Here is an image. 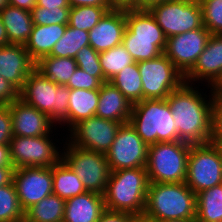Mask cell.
I'll use <instances>...</instances> for the list:
<instances>
[{
    "instance_id": "9a60e30c",
    "label": "cell",
    "mask_w": 222,
    "mask_h": 222,
    "mask_svg": "<svg viewBox=\"0 0 222 222\" xmlns=\"http://www.w3.org/2000/svg\"><path fill=\"white\" fill-rule=\"evenodd\" d=\"M211 33L202 26L167 38L164 54L185 76L196 64Z\"/></svg>"
},
{
    "instance_id": "7bdbcfd3",
    "label": "cell",
    "mask_w": 222,
    "mask_h": 222,
    "mask_svg": "<svg viewBox=\"0 0 222 222\" xmlns=\"http://www.w3.org/2000/svg\"><path fill=\"white\" fill-rule=\"evenodd\" d=\"M69 6H96L101 8H107L109 11L113 9L109 0H68Z\"/></svg>"
},
{
    "instance_id": "8d00e7d4",
    "label": "cell",
    "mask_w": 222,
    "mask_h": 222,
    "mask_svg": "<svg viewBox=\"0 0 222 222\" xmlns=\"http://www.w3.org/2000/svg\"><path fill=\"white\" fill-rule=\"evenodd\" d=\"M200 6L203 26L211 34L222 35V0H204Z\"/></svg>"
},
{
    "instance_id": "f5cc1de1",
    "label": "cell",
    "mask_w": 222,
    "mask_h": 222,
    "mask_svg": "<svg viewBox=\"0 0 222 222\" xmlns=\"http://www.w3.org/2000/svg\"><path fill=\"white\" fill-rule=\"evenodd\" d=\"M215 101L222 107V91H213Z\"/></svg>"
},
{
    "instance_id": "e575fe53",
    "label": "cell",
    "mask_w": 222,
    "mask_h": 222,
    "mask_svg": "<svg viewBox=\"0 0 222 222\" xmlns=\"http://www.w3.org/2000/svg\"><path fill=\"white\" fill-rule=\"evenodd\" d=\"M71 7L44 8L35 6L30 12L34 25H68Z\"/></svg>"
},
{
    "instance_id": "f1b7e54d",
    "label": "cell",
    "mask_w": 222,
    "mask_h": 222,
    "mask_svg": "<svg viewBox=\"0 0 222 222\" xmlns=\"http://www.w3.org/2000/svg\"><path fill=\"white\" fill-rule=\"evenodd\" d=\"M35 68L56 84L66 85L78 66L74 58L45 56L36 62Z\"/></svg>"
},
{
    "instance_id": "83f0119b",
    "label": "cell",
    "mask_w": 222,
    "mask_h": 222,
    "mask_svg": "<svg viewBox=\"0 0 222 222\" xmlns=\"http://www.w3.org/2000/svg\"><path fill=\"white\" fill-rule=\"evenodd\" d=\"M66 200L56 194L42 198L24 211L26 222H63Z\"/></svg>"
},
{
    "instance_id": "6f0895ef",
    "label": "cell",
    "mask_w": 222,
    "mask_h": 222,
    "mask_svg": "<svg viewBox=\"0 0 222 222\" xmlns=\"http://www.w3.org/2000/svg\"><path fill=\"white\" fill-rule=\"evenodd\" d=\"M138 222H152V221H149V220L141 217V218L138 220Z\"/></svg>"
},
{
    "instance_id": "bcb514c9",
    "label": "cell",
    "mask_w": 222,
    "mask_h": 222,
    "mask_svg": "<svg viewBox=\"0 0 222 222\" xmlns=\"http://www.w3.org/2000/svg\"><path fill=\"white\" fill-rule=\"evenodd\" d=\"M13 166L0 167V187L9 184L12 181Z\"/></svg>"
},
{
    "instance_id": "680465c9",
    "label": "cell",
    "mask_w": 222,
    "mask_h": 222,
    "mask_svg": "<svg viewBox=\"0 0 222 222\" xmlns=\"http://www.w3.org/2000/svg\"><path fill=\"white\" fill-rule=\"evenodd\" d=\"M191 1H195V2H197V3H201V2L204 1V0H191Z\"/></svg>"
},
{
    "instance_id": "f35d334b",
    "label": "cell",
    "mask_w": 222,
    "mask_h": 222,
    "mask_svg": "<svg viewBox=\"0 0 222 222\" xmlns=\"http://www.w3.org/2000/svg\"><path fill=\"white\" fill-rule=\"evenodd\" d=\"M13 138L9 104L0 105V145L10 144Z\"/></svg>"
},
{
    "instance_id": "9c48e42d",
    "label": "cell",
    "mask_w": 222,
    "mask_h": 222,
    "mask_svg": "<svg viewBox=\"0 0 222 222\" xmlns=\"http://www.w3.org/2000/svg\"><path fill=\"white\" fill-rule=\"evenodd\" d=\"M166 38L203 26L200 3L191 0H165L147 8Z\"/></svg>"
},
{
    "instance_id": "2e32d148",
    "label": "cell",
    "mask_w": 222,
    "mask_h": 222,
    "mask_svg": "<svg viewBox=\"0 0 222 222\" xmlns=\"http://www.w3.org/2000/svg\"><path fill=\"white\" fill-rule=\"evenodd\" d=\"M12 181L19 203L25 211L53 194L52 167H21L13 170Z\"/></svg>"
},
{
    "instance_id": "74e56055",
    "label": "cell",
    "mask_w": 222,
    "mask_h": 222,
    "mask_svg": "<svg viewBox=\"0 0 222 222\" xmlns=\"http://www.w3.org/2000/svg\"><path fill=\"white\" fill-rule=\"evenodd\" d=\"M101 84L102 83L96 77H93L84 70L77 68L66 86L69 89L95 90L100 89Z\"/></svg>"
},
{
    "instance_id": "f907efd6",
    "label": "cell",
    "mask_w": 222,
    "mask_h": 222,
    "mask_svg": "<svg viewBox=\"0 0 222 222\" xmlns=\"http://www.w3.org/2000/svg\"><path fill=\"white\" fill-rule=\"evenodd\" d=\"M165 0H140V9L148 8L150 5Z\"/></svg>"
},
{
    "instance_id": "8992f818",
    "label": "cell",
    "mask_w": 222,
    "mask_h": 222,
    "mask_svg": "<svg viewBox=\"0 0 222 222\" xmlns=\"http://www.w3.org/2000/svg\"><path fill=\"white\" fill-rule=\"evenodd\" d=\"M129 123L148 146L179 141L166 99H144L134 104Z\"/></svg>"
},
{
    "instance_id": "277c9868",
    "label": "cell",
    "mask_w": 222,
    "mask_h": 222,
    "mask_svg": "<svg viewBox=\"0 0 222 222\" xmlns=\"http://www.w3.org/2000/svg\"><path fill=\"white\" fill-rule=\"evenodd\" d=\"M167 38L147 8L126 10L122 45L135 62L147 61L164 53Z\"/></svg>"
},
{
    "instance_id": "d6a6232c",
    "label": "cell",
    "mask_w": 222,
    "mask_h": 222,
    "mask_svg": "<svg viewBox=\"0 0 222 222\" xmlns=\"http://www.w3.org/2000/svg\"><path fill=\"white\" fill-rule=\"evenodd\" d=\"M24 219L13 181L0 187V222H17Z\"/></svg>"
},
{
    "instance_id": "7dc6e473",
    "label": "cell",
    "mask_w": 222,
    "mask_h": 222,
    "mask_svg": "<svg viewBox=\"0 0 222 222\" xmlns=\"http://www.w3.org/2000/svg\"><path fill=\"white\" fill-rule=\"evenodd\" d=\"M13 166L10 158L9 144L0 145V167Z\"/></svg>"
},
{
    "instance_id": "ba28073f",
    "label": "cell",
    "mask_w": 222,
    "mask_h": 222,
    "mask_svg": "<svg viewBox=\"0 0 222 222\" xmlns=\"http://www.w3.org/2000/svg\"><path fill=\"white\" fill-rule=\"evenodd\" d=\"M64 143L62 160L81 179L86 191L103 195L111 173L106 155L79 148L67 140Z\"/></svg>"
},
{
    "instance_id": "5b68a950",
    "label": "cell",
    "mask_w": 222,
    "mask_h": 222,
    "mask_svg": "<svg viewBox=\"0 0 222 222\" xmlns=\"http://www.w3.org/2000/svg\"><path fill=\"white\" fill-rule=\"evenodd\" d=\"M70 89L46 78L36 68L19 91V99L45 113L56 124L68 127Z\"/></svg>"
},
{
    "instance_id": "52a82bcc",
    "label": "cell",
    "mask_w": 222,
    "mask_h": 222,
    "mask_svg": "<svg viewBox=\"0 0 222 222\" xmlns=\"http://www.w3.org/2000/svg\"><path fill=\"white\" fill-rule=\"evenodd\" d=\"M191 145L184 141L159 142L150 145L145 166L149 181L153 183L185 182Z\"/></svg>"
},
{
    "instance_id": "4dcf8cb0",
    "label": "cell",
    "mask_w": 222,
    "mask_h": 222,
    "mask_svg": "<svg viewBox=\"0 0 222 222\" xmlns=\"http://www.w3.org/2000/svg\"><path fill=\"white\" fill-rule=\"evenodd\" d=\"M86 45H90L89 31L78 30L67 25L64 35L55 43L49 56L75 58Z\"/></svg>"
},
{
    "instance_id": "603a6c76",
    "label": "cell",
    "mask_w": 222,
    "mask_h": 222,
    "mask_svg": "<svg viewBox=\"0 0 222 222\" xmlns=\"http://www.w3.org/2000/svg\"><path fill=\"white\" fill-rule=\"evenodd\" d=\"M67 25H33L32 32L25 43V49L36 63L41 58L49 56L55 43L65 33Z\"/></svg>"
},
{
    "instance_id": "cb8c5ba5",
    "label": "cell",
    "mask_w": 222,
    "mask_h": 222,
    "mask_svg": "<svg viewBox=\"0 0 222 222\" xmlns=\"http://www.w3.org/2000/svg\"><path fill=\"white\" fill-rule=\"evenodd\" d=\"M0 18L9 43L25 45L34 25L31 12L8 4L0 11Z\"/></svg>"
},
{
    "instance_id": "60d3db41",
    "label": "cell",
    "mask_w": 222,
    "mask_h": 222,
    "mask_svg": "<svg viewBox=\"0 0 222 222\" xmlns=\"http://www.w3.org/2000/svg\"><path fill=\"white\" fill-rule=\"evenodd\" d=\"M19 98V90L0 76V105H6Z\"/></svg>"
},
{
    "instance_id": "4316f807",
    "label": "cell",
    "mask_w": 222,
    "mask_h": 222,
    "mask_svg": "<svg viewBox=\"0 0 222 222\" xmlns=\"http://www.w3.org/2000/svg\"><path fill=\"white\" fill-rule=\"evenodd\" d=\"M195 222H222V184L196 194Z\"/></svg>"
},
{
    "instance_id": "8fae6325",
    "label": "cell",
    "mask_w": 222,
    "mask_h": 222,
    "mask_svg": "<svg viewBox=\"0 0 222 222\" xmlns=\"http://www.w3.org/2000/svg\"><path fill=\"white\" fill-rule=\"evenodd\" d=\"M52 134L38 137L13 136L10 140V158L14 169L21 167H52L62 159V149Z\"/></svg>"
},
{
    "instance_id": "d590c367",
    "label": "cell",
    "mask_w": 222,
    "mask_h": 222,
    "mask_svg": "<svg viewBox=\"0 0 222 222\" xmlns=\"http://www.w3.org/2000/svg\"><path fill=\"white\" fill-rule=\"evenodd\" d=\"M74 59L78 68L84 70L89 75L96 77L101 83L107 82L101 69L99 52L94 50L90 45L84 46L76 54Z\"/></svg>"
},
{
    "instance_id": "e0dca14e",
    "label": "cell",
    "mask_w": 222,
    "mask_h": 222,
    "mask_svg": "<svg viewBox=\"0 0 222 222\" xmlns=\"http://www.w3.org/2000/svg\"><path fill=\"white\" fill-rule=\"evenodd\" d=\"M13 136L38 137L53 134L56 124L45 113L17 99L9 104ZM52 132V133H51Z\"/></svg>"
},
{
    "instance_id": "4fadbf2b",
    "label": "cell",
    "mask_w": 222,
    "mask_h": 222,
    "mask_svg": "<svg viewBox=\"0 0 222 222\" xmlns=\"http://www.w3.org/2000/svg\"><path fill=\"white\" fill-rule=\"evenodd\" d=\"M148 147L130 123L122 124L105 153L110 171L145 167Z\"/></svg>"
},
{
    "instance_id": "681fc988",
    "label": "cell",
    "mask_w": 222,
    "mask_h": 222,
    "mask_svg": "<svg viewBox=\"0 0 222 222\" xmlns=\"http://www.w3.org/2000/svg\"><path fill=\"white\" fill-rule=\"evenodd\" d=\"M9 41H8V36H7V32L5 29V26L3 25V22L0 18V47L1 46H6L9 45Z\"/></svg>"
},
{
    "instance_id": "7a4b0ae2",
    "label": "cell",
    "mask_w": 222,
    "mask_h": 222,
    "mask_svg": "<svg viewBox=\"0 0 222 222\" xmlns=\"http://www.w3.org/2000/svg\"><path fill=\"white\" fill-rule=\"evenodd\" d=\"M149 184L145 167L111 171L103 194L105 209L142 217Z\"/></svg>"
},
{
    "instance_id": "ac0fdd59",
    "label": "cell",
    "mask_w": 222,
    "mask_h": 222,
    "mask_svg": "<svg viewBox=\"0 0 222 222\" xmlns=\"http://www.w3.org/2000/svg\"><path fill=\"white\" fill-rule=\"evenodd\" d=\"M222 75V35L211 34L194 67L184 76L185 83L211 87Z\"/></svg>"
},
{
    "instance_id": "6da1fadb",
    "label": "cell",
    "mask_w": 222,
    "mask_h": 222,
    "mask_svg": "<svg viewBox=\"0 0 222 222\" xmlns=\"http://www.w3.org/2000/svg\"><path fill=\"white\" fill-rule=\"evenodd\" d=\"M209 89L207 96L195 84L184 82L166 97L179 141L189 144L210 142L211 110L215 96L211 87Z\"/></svg>"
},
{
    "instance_id": "d6986e66",
    "label": "cell",
    "mask_w": 222,
    "mask_h": 222,
    "mask_svg": "<svg viewBox=\"0 0 222 222\" xmlns=\"http://www.w3.org/2000/svg\"><path fill=\"white\" fill-rule=\"evenodd\" d=\"M126 28V10L107 11L97 25L89 30L90 46L97 52L121 45Z\"/></svg>"
},
{
    "instance_id": "f6af8a7d",
    "label": "cell",
    "mask_w": 222,
    "mask_h": 222,
    "mask_svg": "<svg viewBox=\"0 0 222 222\" xmlns=\"http://www.w3.org/2000/svg\"><path fill=\"white\" fill-rule=\"evenodd\" d=\"M36 6H41L44 8H61L70 7L68 0H37Z\"/></svg>"
},
{
    "instance_id": "3957f363",
    "label": "cell",
    "mask_w": 222,
    "mask_h": 222,
    "mask_svg": "<svg viewBox=\"0 0 222 222\" xmlns=\"http://www.w3.org/2000/svg\"><path fill=\"white\" fill-rule=\"evenodd\" d=\"M143 218L159 222L164 220L196 219V194L185 182H150Z\"/></svg>"
},
{
    "instance_id": "44dd1931",
    "label": "cell",
    "mask_w": 222,
    "mask_h": 222,
    "mask_svg": "<svg viewBox=\"0 0 222 222\" xmlns=\"http://www.w3.org/2000/svg\"><path fill=\"white\" fill-rule=\"evenodd\" d=\"M132 107L123 93L109 81L101 84L96 116L126 124L129 123Z\"/></svg>"
},
{
    "instance_id": "d4e9b609",
    "label": "cell",
    "mask_w": 222,
    "mask_h": 222,
    "mask_svg": "<svg viewBox=\"0 0 222 222\" xmlns=\"http://www.w3.org/2000/svg\"><path fill=\"white\" fill-rule=\"evenodd\" d=\"M99 101V89H70L68 100V128L95 115Z\"/></svg>"
},
{
    "instance_id": "ab89813d",
    "label": "cell",
    "mask_w": 222,
    "mask_h": 222,
    "mask_svg": "<svg viewBox=\"0 0 222 222\" xmlns=\"http://www.w3.org/2000/svg\"><path fill=\"white\" fill-rule=\"evenodd\" d=\"M222 140V107L215 101L211 110L210 141Z\"/></svg>"
},
{
    "instance_id": "484cf974",
    "label": "cell",
    "mask_w": 222,
    "mask_h": 222,
    "mask_svg": "<svg viewBox=\"0 0 222 222\" xmlns=\"http://www.w3.org/2000/svg\"><path fill=\"white\" fill-rule=\"evenodd\" d=\"M52 176L53 194L64 200L86 192L81 179L62 159L52 166Z\"/></svg>"
},
{
    "instance_id": "816d5d0a",
    "label": "cell",
    "mask_w": 222,
    "mask_h": 222,
    "mask_svg": "<svg viewBox=\"0 0 222 222\" xmlns=\"http://www.w3.org/2000/svg\"><path fill=\"white\" fill-rule=\"evenodd\" d=\"M212 91H222V75L219 79L211 86Z\"/></svg>"
},
{
    "instance_id": "ee69618b",
    "label": "cell",
    "mask_w": 222,
    "mask_h": 222,
    "mask_svg": "<svg viewBox=\"0 0 222 222\" xmlns=\"http://www.w3.org/2000/svg\"><path fill=\"white\" fill-rule=\"evenodd\" d=\"M113 9H140V0H109Z\"/></svg>"
},
{
    "instance_id": "c3c4849f",
    "label": "cell",
    "mask_w": 222,
    "mask_h": 222,
    "mask_svg": "<svg viewBox=\"0 0 222 222\" xmlns=\"http://www.w3.org/2000/svg\"><path fill=\"white\" fill-rule=\"evenodd\" d=\"M37 0H8V4L20 9L31 11L36 6Z\"/></svg>"
},
{
    "instance_id": "9f6ffc18",
    "label": "cell",
    "mask_w": 222,
    "mask_h": 222,
    "mask_svg": "<svg viewBox=\"0 0 222 222\" xmlns=\"http://www.w3.org/2000/svg\"><path fill=\"white\" fill-rule=\"evenodd\" d=\"M8 5V0H0V11Z\"/></svg>"
},
{
    "instance_id": "db71d44e",
    "label": "cell",
    "mask_w": 222,
    "mask_h": 222,
    "mask_svg": "<svg viewBox=\"0 0 222 222\" xmlns=\"http://www.w3.org/2000/svg\"><path fill=\"white\" fill-rule=\"evenodd\" d=\"M210 142L213 143L214 146L216 147V149L218 150L220 157H221V161H222V140L210 141Z\"/></svg>"
},
{
    "instance_id": "5bb4252c",
    "label": "cell",
    "mask_w": 222,
    "mask_h": 222,
    "mask_svg": "<svg viewBox=\"0 0 222 222\" xmlns=\"http://www.w3.org/2000/svg\"><path fill=\"white\" fill-rule=\"evenodd\" d=\"M122 124L94 115L67 129L70 133L66 140L79 148L105 154L112 146Z\"/></svg>"
},
{
    "instance_id": "11a10c76",
    "label": "cell",
    "mask_w": 222,
    "mask_h": 222,
    "mask_svg": "<svg viewBox=\"0 0 222 222\" xmlns=\"http://www.w3.org/2000/svg\"><path fill=\"white\" fill-rule=\"evenodd\" d=\"M159 222H195V220H180V219H172V220H164Z\"/></svg>"
},
{
    "instance_id": "b9f144b4",
    "label": "cell",
    "mask_w": 222,
    "mask_h": 222,
    "mask_svg": "<svg viewBox=\"0 0 222 222\" xmlns=\"http://www.w3.org/2000/svg\"><path fill=\"white\" fill-rule=\"evenodd\" d=\"M140 218L141 216L134 214L105 210L98 222H138Z\"/></svg>"
},
{
    "instance_id": "836d02e7",
    "label": "cell",
    "mask_w": 222,
    "mask_h": 222,
    "mask_svg": "<svg viewBox=\"0 0 222 222\" xmlns=\"http://www.w3.org/2000/svg\"><path fill=\"white\" fill-rule=\"evenodd\" d=\"M107 11H109L107 8L96 6L72 7L69 12L68 26L89 31L98 24Z\"/></svg>"
},
{
    "instance_id": "f546056e",
    "label": "cell",
    "mask_w": 222,
    "mask_h": 222,
    "mask_svg": "<svg viewBox=\"0 0 222 222\" xmlns=\"http://www.w3.org/2000/svg\"><path fill=\"white\" fill-rule=\"evenodd\" d=\"M109 82L117 87L132 105L143 100V89L137 62L126 66Z\"/></svg>"
},
{
    "instance_id": "1f68e13d",
    "label": "cell",
    "mask_w": 222,
    "mask_h": 222,
    "mask_svg": "<svg viewBox=\"0 0 222 222\" xmlns=\"http://www.w3.org/2000/svg\"><path fill=\"white\" fill-rule=\"evenodd\" d=\"M99 60L103 75L107 81L118 74L126 66L135 62L122 44L107 51L100 52Z\"/></svg>"
},
{
    "instance_id": "7402d4cb",
    "label": "cell",
    "mask_w": 222,
    "mask_h": 222,
    "mask_svg": "<svg viewBox=\"0 0 222 222\" xmlns=\"http://www.w3.org/2000/svg\"><path fill=\"white\" fill-rule=\"evenodd\" d=\"M105 210L103 195L86 191L66 200L63 222H98Z\"/></svg>"
},
{
    "instance_id": "ffe728a7",
    "label": "cell",
    "mask_w": 222,
    "mask_h": 222,
    "mask_svg": "<svg viewBox=\"0 0 222 222\" xmlns=\"http://www.w3.org/2000/svg\"><path fill=\"white\" fill-rule=\"evenodd\" d=\"M35 66L36 63L31 59L24 45L9 44L0 47V76L19 91Z\"/></svg>"
},
{
    "instance_id": "7c38bea8",
    "label": "cell",
    "mask_w": 222,
    "mask_h": 222,
    "mask_svg": "<svg viewBox=\"0 0 222 222\" xmlns=\"http://www.w3.org/2000/svg\"><path fill=\"white\" fill-rule=\"evenodd\" d=\"M143 89L144 99H166L185 81L182 73L163 53L147 61L137 62Z\"/></svg>"
},
{
    "instance_id": "30bf717a",
    "label": "cell",
    "mask_w": 222,
    "mask_h": 222,
    "mask_svg": "<svg viewBox=\"0 0 222 222\" xmlns=\"http://www.w3.org/2000/svg\"><path fill=\"white\" fill-rule=\"evenodd\" d=\"M185 183L195 194L222 184V161L213 143L191 145Z\"/></svg>"
}]
</instances>
